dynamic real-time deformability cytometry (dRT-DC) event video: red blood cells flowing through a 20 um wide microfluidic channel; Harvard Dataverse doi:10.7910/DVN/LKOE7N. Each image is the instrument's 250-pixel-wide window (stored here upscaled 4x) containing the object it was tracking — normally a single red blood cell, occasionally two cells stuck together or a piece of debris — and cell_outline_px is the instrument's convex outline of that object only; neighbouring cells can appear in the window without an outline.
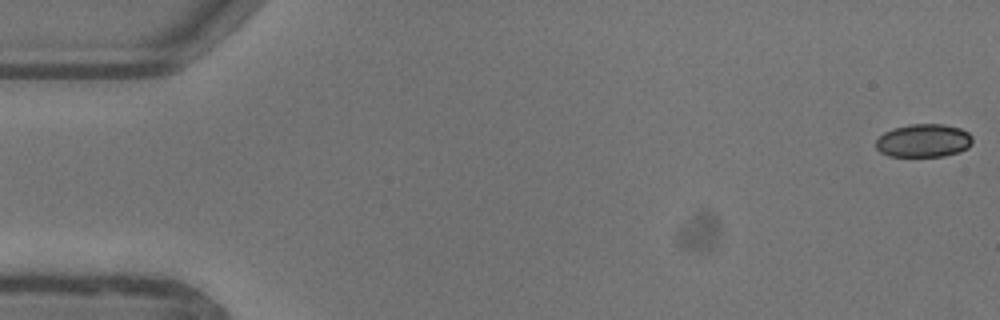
{"species": "common noctule bat (a hibernating species)", "species_latin": "Nyctalus noctula", "temperature_condition": "warm", "stored_images_in_passage": 4, "camera_frame_rate_fps": 3000, "um_per_image_px": 0.085, "animal": {"sex": "female"}, "frame": {"image": 1, "passage_image": 1, "time_ms": 0.0, "image_size_px": [1000, 320], "cell_outline_px": [[972, 144], [968, 148], [960, 152], [944, 156], [888, 156], [880, 152], [876, 148], [876, 140], [884, 132], [892, 128], [912, 124], [940, 124], [960, 128], [968, 132], [972, 136]], "centroid_in_image_um": [78.51, 11.96], "position_along_channel_um": 6.5, "area_um2": 18.79}}